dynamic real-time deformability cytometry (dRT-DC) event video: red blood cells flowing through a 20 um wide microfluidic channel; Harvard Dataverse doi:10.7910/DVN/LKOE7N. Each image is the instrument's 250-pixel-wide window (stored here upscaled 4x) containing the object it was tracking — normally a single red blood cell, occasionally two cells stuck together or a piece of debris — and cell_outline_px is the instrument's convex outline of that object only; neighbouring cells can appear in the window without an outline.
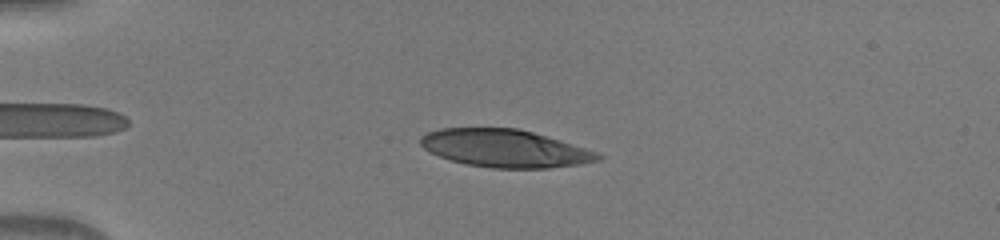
{"species": "human", "species_latin": "Homo sapiens", "temperature_condition": "warm", "stored_images_in_passage": 45, "camera_frame_rate_fps": 3000, "um_per_image_px": 0.085, "donor": {"sex": "male"}, "frame": {"image": 1, "passage_image": 8, "time_ms": 2.333, "image_size_px": [1000, 240], "cell_outline_px": [[604, 160], [580, 164], [548, 168], [492, 168], [464, 164], [428, 152], [420, 144], [420, 136], [428, 132], [440, 128], [520, 128], [560, 140], [596, 152], [604, 156]], "centroid_in_image_um": [42.91, 12.61], "position_along_channel_um": 42.1, "area_um2": 39.07}}
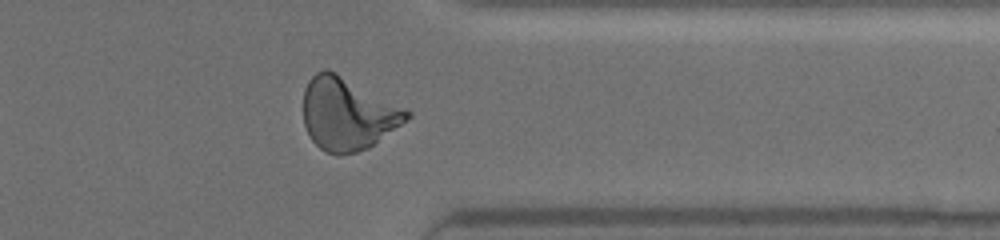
{"frame": {"image": 2, "passage_image": 36, "time_ms": 11.667, "image_size_px": [1000, 240], "cell_outline_px": [[412, 116], [408, 120], [368, 148], [356, 152], [340, 156], [324, 152], [312, 140], [304, 124], [304, 88], [308, 80], [316, 72], [324, 68], [328, 68], [336, 72], [412, 112]], "centroid_in_image_um": [29.53, 9.68], "position_along_channel_um": 381.9, "area_um2": 43.64}}
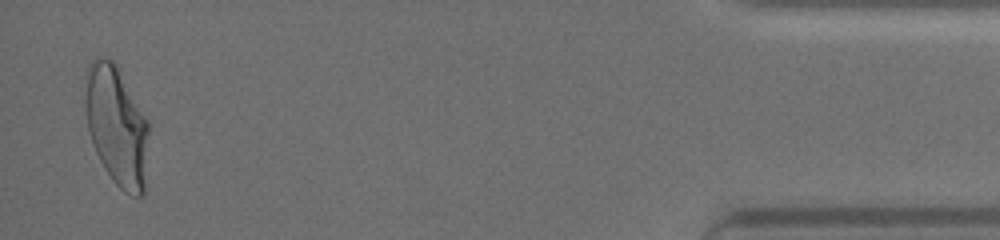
{"frame": {"image": 3, "passage_image": 44, "time_ms": 14.333, "image_size_px": [1000, 240], "cell_outline_px": [[148, 132], [144, 192], [140, 196], [132, 196], [124, 192], [112, 180], [104, 168], [96, 152], [88, 128], [84, 104], [84, 72], [88, 64], [96, 56], [112, 60], [116, 64], [148, 120]], "centroid_in_image_um": [9.88, 10.65], "position_along_channel_um": 425.3, "area_um2": 44.51}}